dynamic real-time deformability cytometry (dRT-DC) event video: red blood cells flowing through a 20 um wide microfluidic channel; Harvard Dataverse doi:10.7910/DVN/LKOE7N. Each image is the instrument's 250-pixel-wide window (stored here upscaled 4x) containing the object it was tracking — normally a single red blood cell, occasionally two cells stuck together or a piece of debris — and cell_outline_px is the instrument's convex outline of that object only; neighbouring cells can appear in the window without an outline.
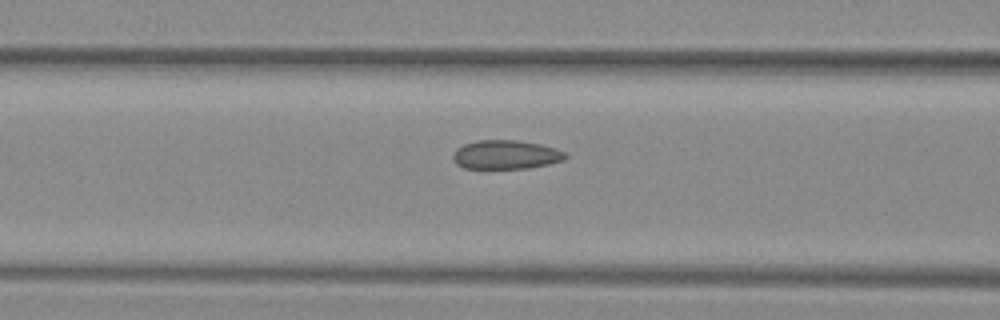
{"species": "common noctule bat (a hibernating species)", "species_latin": "Nyctalus noctula", "temperature_condition": "warm", "stored_images_in_passage": 15, "camera_frame_rate_fps": 3000, "um_per_image_px": 0.085, "animal": {"sex": "female", "body_mass_g": 29.2, "forearm_length_mm": 56.3}, "frame": {"image": 1, "passage_image": 13, "time_ms": 4.0, "image_size_px": [1000, 320], "cell_outline_px": [[568, 156], [564, 160], [548, 164], [528, 168], [464, 168], [456, 164], [452, 160], [452, 152], [456, 148], [464, 144], [476, 140], [516, 140], [540, 144], [556, 148], [564, 152]], "centroid_in_image_um": [42.96, 13.14], "position_along_channel_um": 123.6, "area_um2": 19.07}}